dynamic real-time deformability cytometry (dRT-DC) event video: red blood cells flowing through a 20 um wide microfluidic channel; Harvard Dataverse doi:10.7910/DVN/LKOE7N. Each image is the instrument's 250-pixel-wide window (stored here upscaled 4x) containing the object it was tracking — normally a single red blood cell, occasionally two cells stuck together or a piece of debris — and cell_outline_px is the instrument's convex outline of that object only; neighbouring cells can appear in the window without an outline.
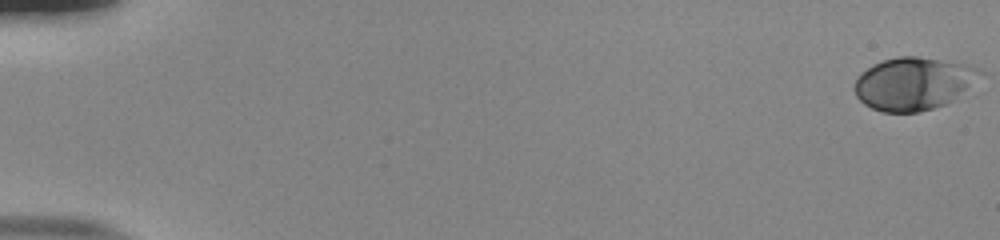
{"species": "human", "species_latin": "Homo sapiens", "temperature_condition": "room temperature", "stored_images_in_passage": 55, "camera_frame_rate_fps": 3000, "um_per_image_px": 0.085, "donor": {"sex": "male"}, "frame": {"image": 1, "passage_image": 1, "time_ms": 0.0, "image_size_px": [1000, 240], "cell_outline_px": [[984, 72], [956, 100], [920, 112], [884, 112], [872, 108], [864, 104], [856, 96], [852, 88], [860, 72], [872, 64], [896, 56], [916, 56], [968, 64], [980, 68]], "centroid_in_image_um": [77.63, 7.1], "position_along_channel_um": 7.4, "area_um2": 38.9}}
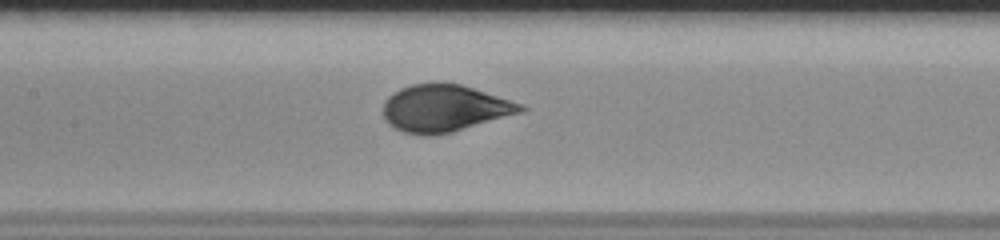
{"frame": {"image": 2, "passage_image": 28, "time_ms": 9.0, "image_size_px": [1000, 240], "cell_outline_px": [[528, 108], [524, 112], [452, 132], [428, 136], [424, 136], [404, 132], [388, 124], [384, 120], [384, 100], [392, 92], [400, 88], [412, 84], [432, 80], [460, 84], [524, 104]], "centroid_in_image_um": [37.78, 9.18], "position_along_channel_um": 169.6, "area_um2": 38.32}}
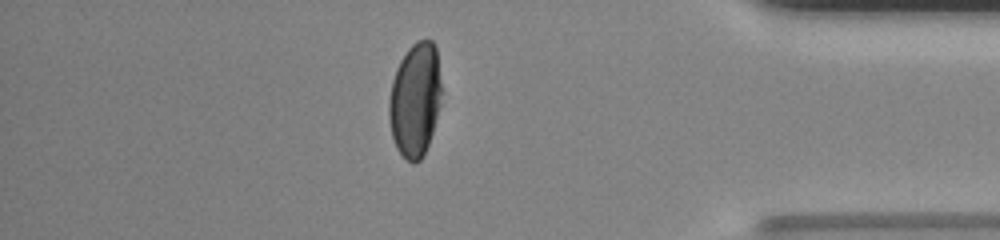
{"frame": {"image": 3, "passage_image": 48, "time_ms": 15.667, "image_size_px": [1000, 240], "cell_outline_px": [[440, 104], [432, 132], [428, 144], [420, 160], [416, 164], [412, 164], [396, 148], [392, 136], [388, 116], [388, 100], [392, 80], [396, 68], [400, 60], [408, 48], [416, 40], [432, 40], [436, 44], [440, 80]], "centroid_in_image_um": [35.26, 8.46], "position_along_channel_um": 399.9, "area_um2": 34.91}, "authors_computed_cell_mechanics": {"area_um2": 37.1076, "velocity_mm_per_s": 3.8459, "shape_relaxation_time_tau1_ms": 3.9046, "shape_relaxation_time_tau2_ms": null, "deformation_change_tau1": 0.1693, "deformation_change_tau2": null}}